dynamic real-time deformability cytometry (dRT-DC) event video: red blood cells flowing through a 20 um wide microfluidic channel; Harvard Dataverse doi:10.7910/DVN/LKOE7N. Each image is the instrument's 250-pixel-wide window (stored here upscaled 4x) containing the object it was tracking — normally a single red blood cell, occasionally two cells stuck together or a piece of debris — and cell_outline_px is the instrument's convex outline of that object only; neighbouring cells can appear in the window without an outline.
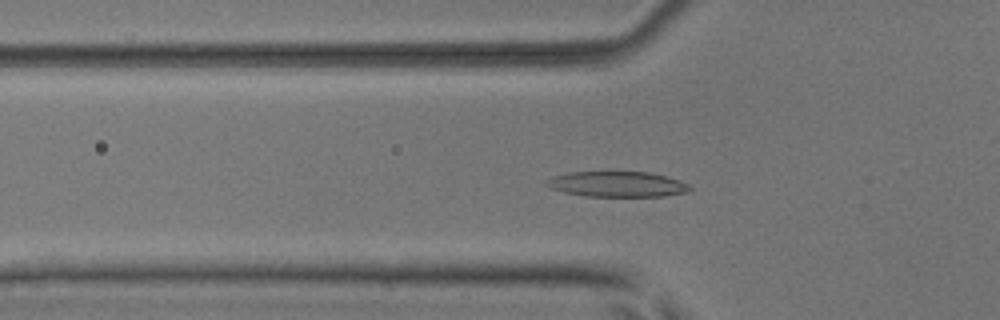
{"species": "common noctule bat (a hibernating species)", "species_latin": "Nyctalus noctula", "temperature_condition": "room temperature", "stored_images_in_passage": 51, "camera_frame_rate_fps": 3000, "um_per_image_px": 0.085, "animal": {"sex": "male", "body_mass_g": 17.9, "forearm_length_mm": 54.2}, "frame": {"image": 1, "passage_image": 18, "time_ms": 5.667, "image_size_px": [1000, 320], "cell_outline_px": [[692, 188], [688, 192], [664, 196], [584, 196], [564, 192], [552, 188], [544, 184], [552, 176], [568, 172], [648, 172], [680, 180], [688, 184]], "centroid_in_image_um": [52.46, 15.65], "position_along_channel_um": 73.3, "area_um2": 21.15}}
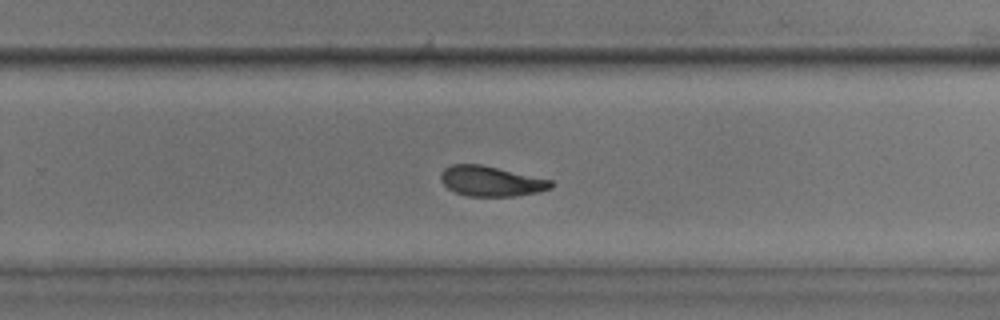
{"frame": {"image": 2, "passage_image": 34, "time_ms": 11.0, "image_size_px": [1000, 320], "cell_outline_px": [[556, 184], [552, 188], [540, 192], [516, 196], [468, 196], [456, 192], [448, 188], [440, 180], [440, 172], [444, 168], [452, 164], [480, 164], [552, 180]], "centroid_in_image_um": [41.76, 15.4], "position_along_channel_um": 288.0, "area_um2": 19.48}}
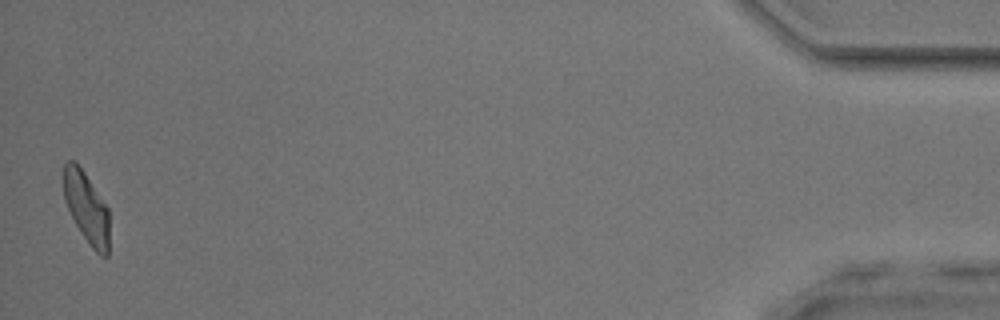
{"frame": {"image": 3, "passage_image": 51, "time_ms": 16.667, "image_size_px": [1000, 320], "cell_outline_px": [[108, 256], [100, 256], [92, 248], [80, 232], [64, 200], [60, 176], [64, 164], [68, 160], [76, 160], [108, 208]], "centroid_in_image_um": [7.29, 17.57], "position_along_channel_um": 427.9, "area_um2": 19.19}, "authors_computed_cell_mechanics": {"area_um2": 20.2878, "velocity_mm_per_s": 4.0406, "shape_relaxation_time_tau1_ms": null, "shape_relaxation_time_tau2_ms": 2.9412, "deformation_change_tau1": null, "deformation_change_tau2": 0.0996}}